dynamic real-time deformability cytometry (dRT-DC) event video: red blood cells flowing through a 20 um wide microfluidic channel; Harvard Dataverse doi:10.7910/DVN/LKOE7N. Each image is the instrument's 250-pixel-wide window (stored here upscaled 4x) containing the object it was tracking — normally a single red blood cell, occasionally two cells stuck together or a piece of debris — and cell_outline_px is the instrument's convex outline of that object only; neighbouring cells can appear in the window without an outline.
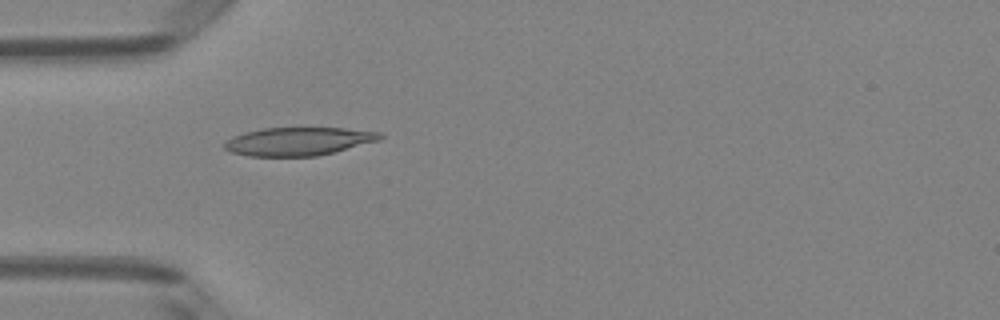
{"species": "Egyptian fruit bat (a non-hibernating species)", "species_latin": "Rousettus aegyptiacus", "temperature_condition": "room temperature", "stored_images_in_passage": 6, "camera_frame_rate_fps": 3000, "um_per_image_px": 0.085, "animal": {"sex": "female"}, "frame": {"image": 1, "passage_image": 4, "time_ms": 1.0, "image_size_px": [1000, 320], "cell_outline_px": [[384, 136], [380, 140], [316, 156], [248, 156], [232, 152], [224, 148], [224, 144], [232, 136], [244, 132], [264, 128], [344, 128], [380, 132]], "centroid_in_image_um": [25.36, 12.01], "position_along_channel_um": 59.6, "area_um2": 25.37}}
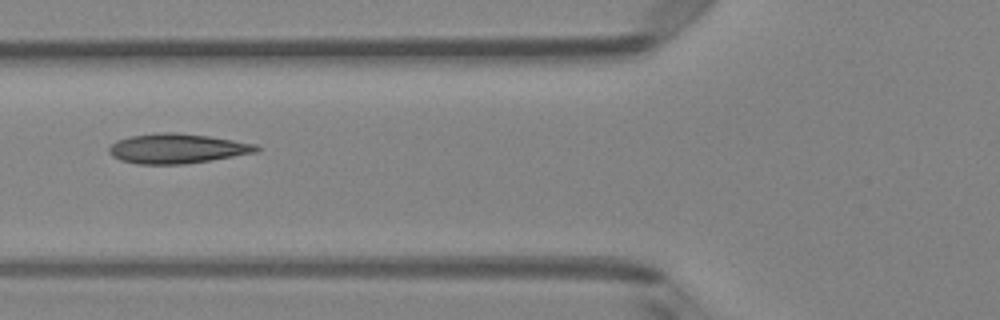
{"frame": {"image": 2, "passage_image": 5, "time_ms": 1.333, "image_size_px": [1000, 320], "cell_outline_px": [[260, 148], [256, 152], [184, 164], [136, 164], [120, 160], [112, 156], [108, 152], [108, 148], [116, 140], [128, 136], [164, 132], [172, 132], [208, 136], [256, 144]], "centroid_in_image_um": [14.98, 12.62], "position_along_channel_um": 110.8, "area_um2": 25.32}}
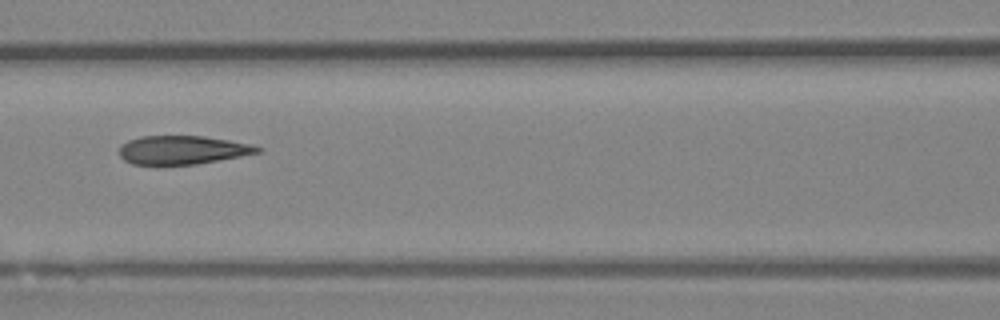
{"frame": {"image": 3, "passage_image": 6, "time_ms": 1.667, "image_size_px": [1000, 320], "cell_outline_px": [[264, 148], [260, 152], [240, 156], [196, 164], [132, 164], [124, 160], [120, 156], [120, 144], [128, 140], [140, 136], [204, 136], [252, 144]], "centroid_in_image_um": [15.5, 12.74], "position_along_channel_um": 151.1, "area_um2": 22.95}}